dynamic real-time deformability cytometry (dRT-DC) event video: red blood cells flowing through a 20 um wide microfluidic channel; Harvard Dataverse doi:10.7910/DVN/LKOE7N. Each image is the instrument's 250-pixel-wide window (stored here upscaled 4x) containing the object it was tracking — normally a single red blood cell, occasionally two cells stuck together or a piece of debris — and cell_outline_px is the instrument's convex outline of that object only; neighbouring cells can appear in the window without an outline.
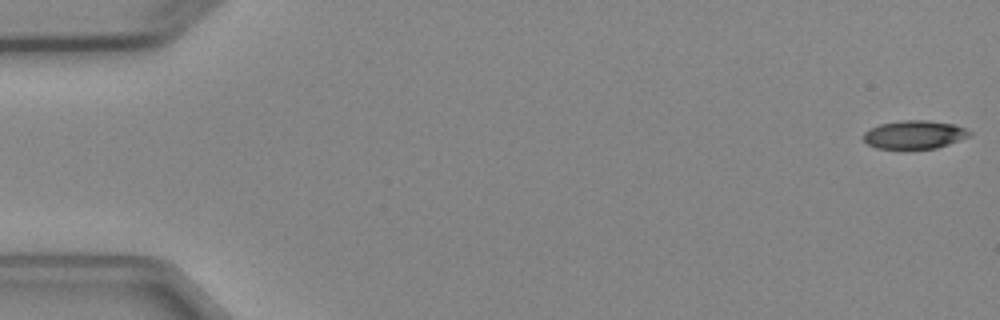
{"species": "Egyptian fruit bat (a non-hibernating species)", "species_latin": "Rousettus aegyptiacus", "temperature_condition": "cold", "stored_images_in_passage": 4, "camera_frame_rate_fps": 3000, "um_per_image_px": 0.085, "animal": {"sex": "female"}, "frame": {"image": 1, "passage_image": 1, "time_ms": 0.0, "image_size_px": [1000, 320], "cell_outline_px": [[972, 136], [936, 148], [876, 148], [868, 144], [864, 140], [864, 132], [868, 128], [880, 124], [904, 120], [928, 120], [952, 124], [964, 128], [972, 132]], "centroid_in_image_um": [77.73, 11.43], "position_along_channel_um": 7.3, "area_um2": 17.4}}
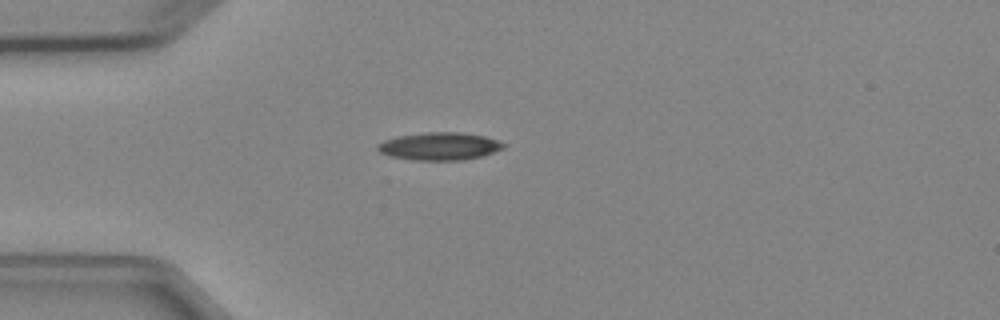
{"frame": {"image": 2, "passage_image": 4, "time_ms": 4.333, "image_size_px": [1000, 320], "cell_outline_px": [[508, 144], [504, 148], [480, 156], [464, 160], [412, 160], [392, 156], [380, 152], [376, 148], [384, 140], [396, 136], [424, 132], [460, 132], [484, 136]], "centroid_in_image_um": [37.36, 12.42], "position_along_channel_um": 47.6, "area_um2": 20.23}}